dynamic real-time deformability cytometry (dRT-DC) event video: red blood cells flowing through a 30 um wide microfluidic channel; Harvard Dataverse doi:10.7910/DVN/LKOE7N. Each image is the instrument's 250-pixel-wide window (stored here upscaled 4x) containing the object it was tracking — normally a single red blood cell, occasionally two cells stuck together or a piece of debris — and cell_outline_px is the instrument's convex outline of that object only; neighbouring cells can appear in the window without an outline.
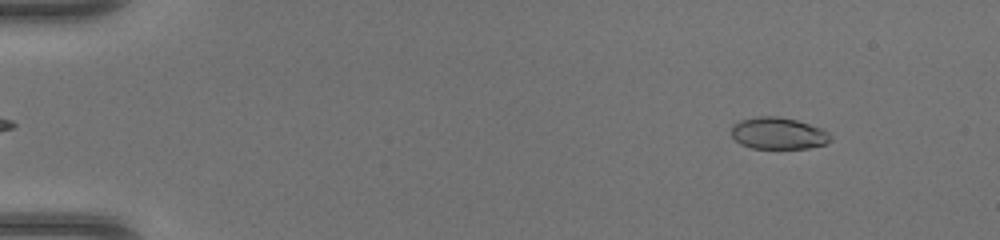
{"species": "common noctule bat (a hibernating species)", "species_latin": "Nyctalus noctula", "temperature_condition": "warm", "stored_images_in_passage": 26, "camera_frame_rate_fps": 3000, "um_per_image_px": 0.085, "animal": {"sex": "female", "body_mass_g": 17.0, "forearm_length_mm": 48.0}, "frame": {"image": 1, "passage_image": 5, "time_ms": 1.333, "image_size_px": [1000, 240], "cell_outline_px": [[832, 136], [824, 144], [808, 148], [752, 148], [740, 144], [732, 136], [732, 124], [740, 120], [756, 116], [776, 116], [796, 120], [820, 128], [828, 132]], "centroid_in_image_um": [66.11, 11.32], "position_along_channel_um": 18.9, "area_um2": 18.21}}
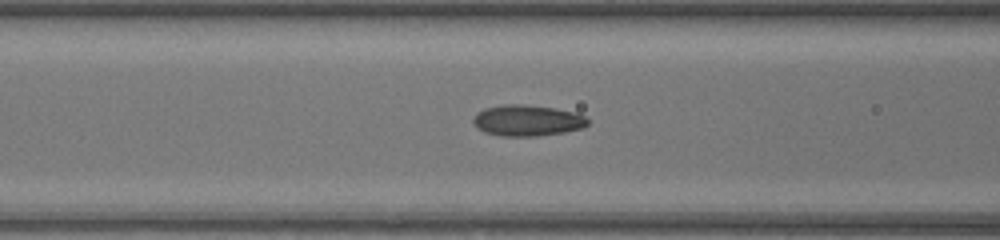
{"frame": {"image": 2, "passage_image": 20, "time_ms": 6.333, "image_size_px": [1000, 240], "cell_outline_px": [[588, 124], [584, 128], [564, 132], [536, 136], [500, 136], [484, 132], [476, 128], [472, 120], [476, 112], [484, 108], [504, 104], [524, 104], [556, 108], [576, 112], [584, 116], [588, 120]], "centroid_in_image_um": [44.8, 10.23], "position_along_channel_um": 121.8, "area_um2": 21.04}}
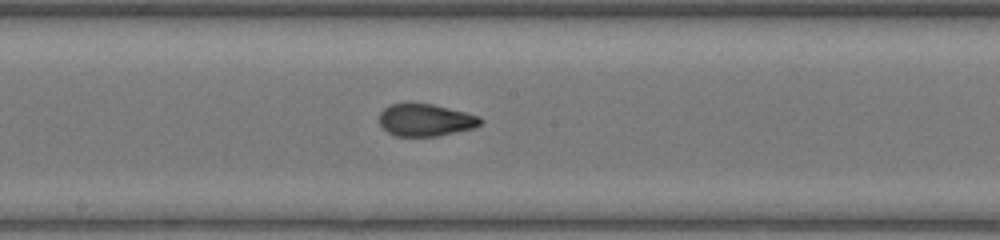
{"frame": {"image": 3, "passage_image": 26, "time_ms": 8.333, "image_size_px": [1000, 240], "cell_outline_px": [[484, 120], [476, 128], [436, 136], [396, 136], [388, 132], [380, 124], [380, 112], [384, 108], [392, 104], [432, 104], [480, 116]], "centroid_in_image_um": [36.2, 10.21], "position_along_channel_um": 212.0, "area_um2": 18.84}}